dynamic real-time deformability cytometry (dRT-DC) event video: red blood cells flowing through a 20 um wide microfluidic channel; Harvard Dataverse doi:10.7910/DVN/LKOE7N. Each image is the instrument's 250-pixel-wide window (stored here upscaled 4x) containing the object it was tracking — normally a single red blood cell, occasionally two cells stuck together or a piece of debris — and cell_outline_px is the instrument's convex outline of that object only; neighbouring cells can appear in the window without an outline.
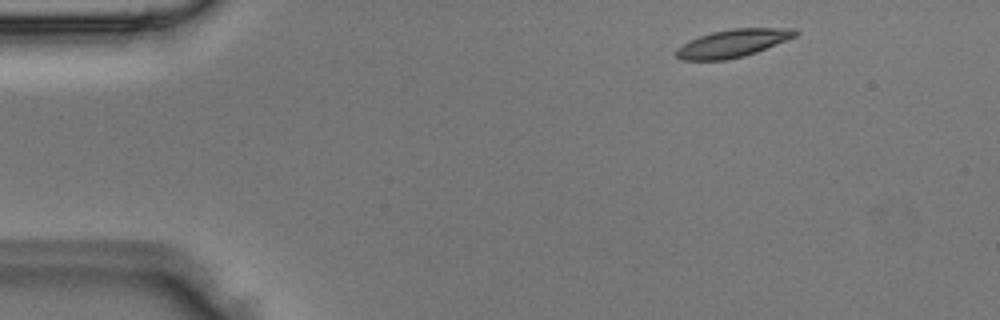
{"species": "Egyptian fruit bat (a non-hibernating species)", "species_latin": "Rousettus aegyptiacus", "temperature_condition": "room temperature", "stored_images_in_passage": 3, "camera_frame_rate_fps": 3000, "um_per_image_px": 0.085, "animal": {"sex": "male"}, "frame": {"image": 1, "passage_image": 1, "time_ms": 0.0, "image_size_px": [1000, 320], "cell_outline_px": [[800, 32], [796, 36], [756, 52], [744, 56], [724, 60], [680, 60], [676, 56], [676, 48], [688, 40], [712, 32], [732, 28], [796, 28]], "centroid_in_image_um": [62.28, 3.67], "position_along_channel_um": 22.7, "area_um2": 19.31}}